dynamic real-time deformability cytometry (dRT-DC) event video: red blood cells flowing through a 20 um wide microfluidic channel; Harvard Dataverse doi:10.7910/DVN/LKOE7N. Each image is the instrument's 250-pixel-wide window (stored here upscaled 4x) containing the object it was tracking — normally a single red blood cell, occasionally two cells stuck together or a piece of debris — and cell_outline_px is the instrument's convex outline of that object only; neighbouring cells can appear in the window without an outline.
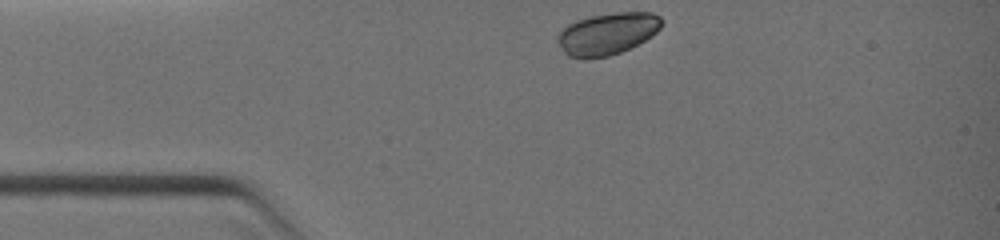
{"species": "common noctule bat (a hibernating species)", "species_latin": "Nyctalus noctula", "temperature_condition": "warm", "stored_images_in_passage": 45, "camera_frame_rate_fps": 3000, "um_per_image_px": 0.085, "animal": {"sex": "female", "body_mass_g": 19.0, "forearm_length_mm": 51.5}, "frame": {"image": 1, "passage_image": 1, "time_ms": 0.0, "image_size_px": [1000, 240], "cell_outline_px": [[664, 20], [660, 28], [656, 32], [644, 40], [620, 52], [608, 56], [568, 56], [564, 52], [556, 40], [556, 36], [568, 24], [576, 20], [592, 16], [620, 12], [652, 12], [660, 16]], "centroid_in_image_um": [51.64, 2.83], "position_along_channel_um": 33.4, "area_um2": 24.85}}
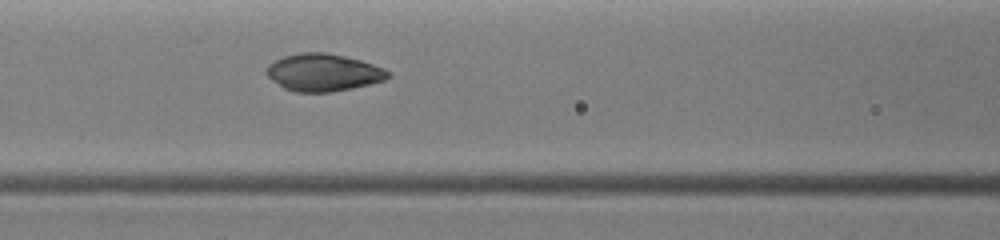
{"frame": {"image": 2, "passage_image": 15, "time_ms": 2.667, "image_size_px": [1000, 240], "cell_outline_px": [[392, 76], [384, 80], [352, 88], [332, 92], [296, 92], [284, 88], [272, 80], [264, 72], [264, 68], [268, 64], [284, 56], [300, 52], [324, 52], [344, 56], [360, 60], [384, 68], [392, 72]], "centroid_in_image_um": [27.47, 6.16], "position_along_channel_um": 139.1, "area_um2": 26.59}}
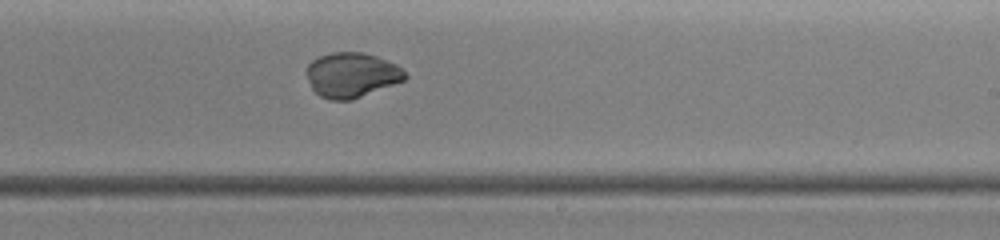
{"frame": {"image": 3, "passage_image": 29, "time_ms": 5.0, "image_size_px": [1000, 240], "cell_outline_px": [[408, 76], [404, 80], [352, 100], [332, 100], [320, 96], [312, 88], [304, 72], [308, 64], [312, 60], [320, 56], [332, 52], [364, 52], [376, 56], [396, 64]], "centroid_in_image_um": [29.85, 6.37], "position_along_channel_um": 259.1, "area_um2": 25.72}}